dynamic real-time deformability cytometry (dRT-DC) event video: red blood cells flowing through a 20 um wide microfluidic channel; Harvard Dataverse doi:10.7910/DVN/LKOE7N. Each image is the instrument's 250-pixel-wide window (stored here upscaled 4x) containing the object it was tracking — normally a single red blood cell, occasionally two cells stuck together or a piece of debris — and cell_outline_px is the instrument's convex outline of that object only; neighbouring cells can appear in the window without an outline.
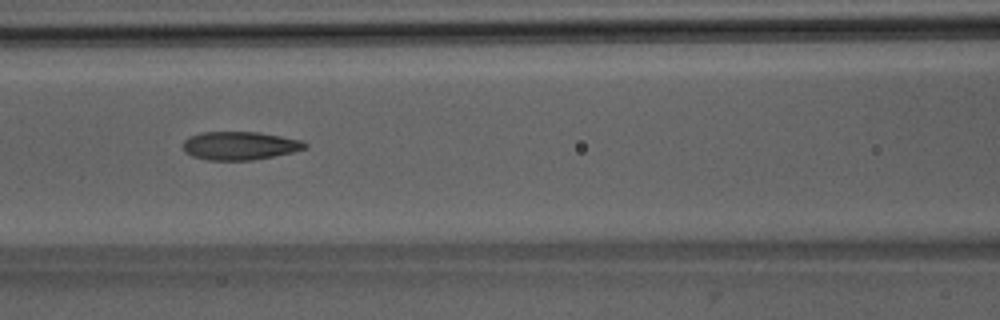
{"species": "Egyptian fruit bat (a non-hibernating species)", "species_latin": "Rousettus aegyptiacus", "temperature_condition": "room temperature", "stored_images_in_passage": 8, "camera_frame_rate_fps": 3000, "um_per_image_px": 0.085, "animal": {"sex": "male"}, "frame": {"image": 1, "passage_image": 6, "time_ms": 5.667, "image_size_px": [1000, 320], "cell_outline_px": [[308, 148], [292, 152], [252, 160], [208, 160], [192, 156], [184, 152], [184, 140], [200, 132], [256, 132], [280, 136], [300, 140], [308, 144]], "centroid_in_image_um": [20.38, 12.38], "position_along_channel_um": 146.2, "area_um2": 19.94}}